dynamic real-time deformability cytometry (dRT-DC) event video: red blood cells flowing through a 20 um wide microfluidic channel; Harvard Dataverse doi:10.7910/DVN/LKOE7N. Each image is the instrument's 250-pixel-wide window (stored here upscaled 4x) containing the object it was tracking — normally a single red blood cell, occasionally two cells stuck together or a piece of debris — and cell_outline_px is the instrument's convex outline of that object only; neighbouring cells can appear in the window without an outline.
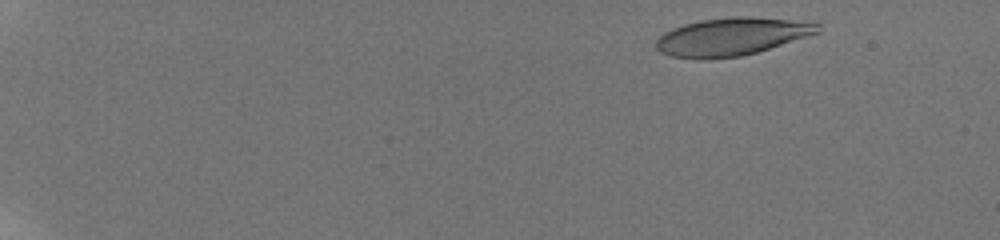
{"species": "human", "species_latin": "Homo sapiens", "temperature_condition": "room temperature", "stored_images_in_passage": 51, "camera_frame_rate_fps": 3000, "um_per_image_px": 0.085, "donor": {"sex": "male"}, "frame": {"image": 1, "passage_image": 1, "time_ms": 0.0, "image_size_px": [1000, 240], "cell_outline_px": [[820, 32], [808, 36], [756, 52], [740, 56], [700, 60], [672, 56], [660, 52], [656, 48], [656, 40], [664, 32], [672, 28], [684, 24], [700, 20], [732, 16], [752, 16], [816, 20], [820, 24]], "centroid_in_image_um": [62.26, 3.08], "position_along_channel_um": 22.7, "area_um2": 36.3}}
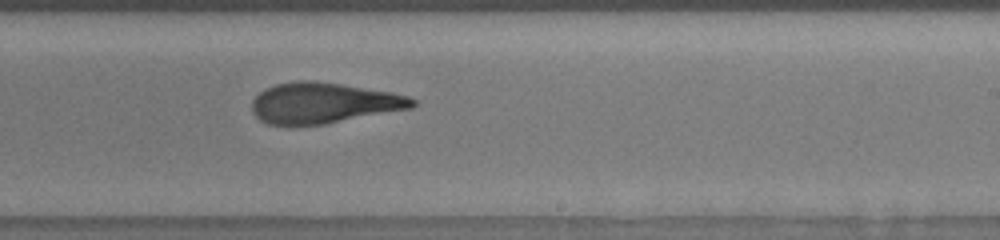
{"frame": {"image": 2, "passage_image": 33, "time_ms": 10.667, "image_size_px": [1000, 240], "cell_outline_px": [[416, 104], [412, 108], [324, 124], [288, 128], [268, 124], [260, 120], [252, 112], [252, 100], [264, 88], [276, 84], [300, 80], [312, 80], [340, 84], [392, 92], [408, 96], [416, 100]], "centroid_in_image_um": [27.44, 8.78], "position_along_channel_um": 261.6, "area_um2": 38.61}}
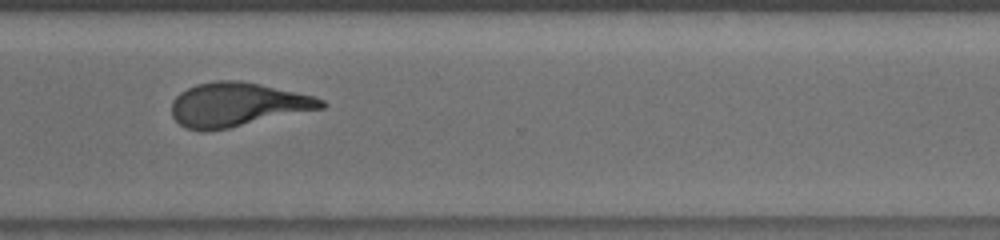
{"frame": {"image": 3, "passage_image": 40, "time_ms": 13.0, "image_size_px": [1000, 240], "cell_outline_px": [[328, 104], [324, 108], [228, 128], [208, 132], [200, 132], [184, 128], [172, 116], [172, 100], [180, 92], [196, 84], [216, 80], [240, 80], [260, 84], [316, 96], [324, 100]], "centroid_in_image_um": [20.17, 8.89], "position_along_channel_um": 350.4, "area_um2": 38.61}, "authors_computed_cell_mechanics": {"area_um2": 38.0902, "velocity_mm_per_s": 3.8074, "shape_relaxation_time_tau1_ms": 7.567, "shape_relaxation_time_tau2_ms": 1.7121, "deformation_change_tau1": 0.2781, "deformation_change_tau2": 0.1112}}